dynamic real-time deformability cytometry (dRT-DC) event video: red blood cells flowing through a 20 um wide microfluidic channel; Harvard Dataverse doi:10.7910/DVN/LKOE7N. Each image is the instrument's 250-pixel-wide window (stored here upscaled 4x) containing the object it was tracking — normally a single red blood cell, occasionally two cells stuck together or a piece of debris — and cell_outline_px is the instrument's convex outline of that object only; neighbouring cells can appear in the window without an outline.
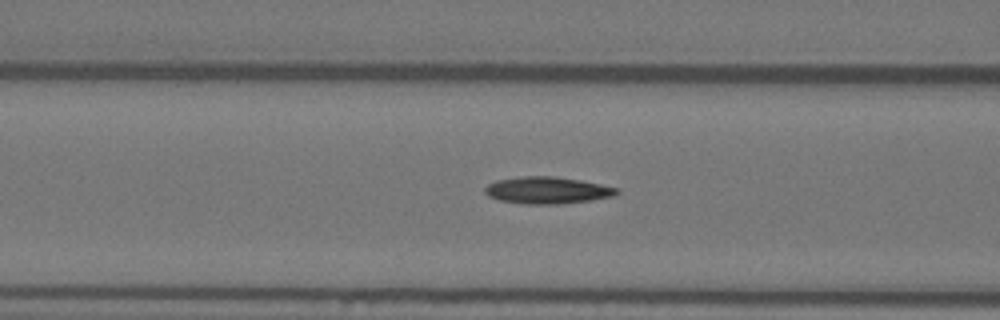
{"species": "Egyptian fruit bat (a non-hibernating species)", "species_latin": "Rousettus aegyptiacus", "temperature_condition": "warm", "stored_images_in_passage": 48, "camera_frame_rate_fps": 3000, "um_per_image_px": 0.085, "animal": {"sex": "female"}, "frame": {"image": 1, "passage_image": 22, "time_ms": 7.0, "image_size_px": [1000, 320], "cell_outline_px": [[620, 192], [612, 196], [588, 200], [556, 204], [524, 204], [500, 200], [488, 196], [484, 192], [484, 188], [488, 184], [496, 180], [524, 176], [552, 176], [580, 180], [620, 188]], "centroid_in_image_um": [46.5, 16.17], "position_along_channel_um": 120.1, "area_um2": 20.52}}
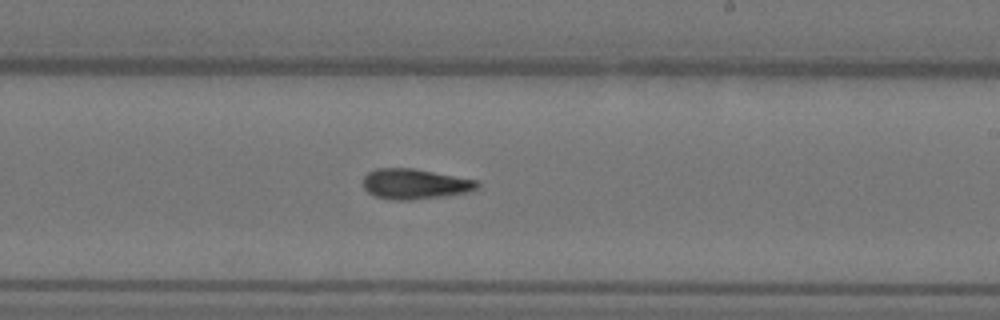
{"frame": {"image": 2, "passage_image": 33, "time_ms": 10.667, "image_size_px": [1000, 320], "cell_outline_px": [[480, 184], [476, 188], [468, 192], [444, 196], [408, 200], [392, 200], [376, 196], [368, 192], [364, 188], [364, 176], [368, 172], [376, 168], [412, 168], [480, 180]], "centroid_in_image_um": [35.28, 15.63], "position_along_channel_um": 253.7, "area_um2": 20.17}}
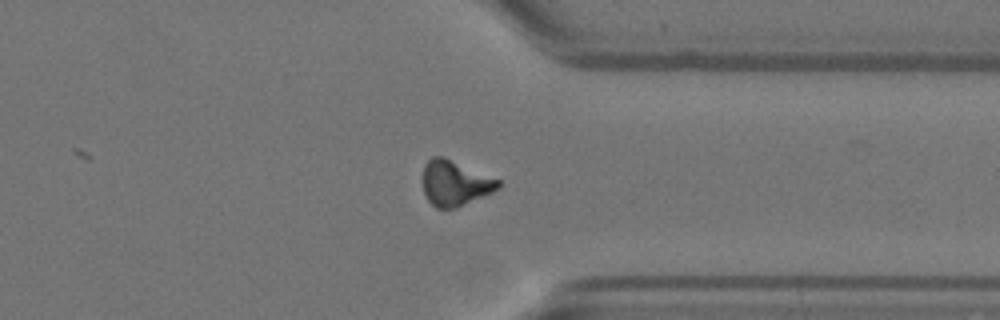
{"frame": {"image": 3, "passage_image": 43, "time_ms": 14.0, "image_size_px": [1000, 320], "cell_outline_px": [[500, 188], [492, 192], [456, 208], [436, 208], [428, 200], [424, 192], [424, 164], [432, 156], [444, 156], [500, 180]], "centroid_in_image_um": [38.67, 15.56], "position_along_channel_um": 372.7, "area_um2": 19.77}, "authors_computed_cell_mechanics": {"area_um2": 19.652, "velocity_mm_per_s": 3.653, "shape_relaxation_time_tau1_ms": null, "shape_relaxation_time_tau2_ms": 4.8921, "deformation_change_tau1": null, "deformation_change_tau2": 0.1245}}